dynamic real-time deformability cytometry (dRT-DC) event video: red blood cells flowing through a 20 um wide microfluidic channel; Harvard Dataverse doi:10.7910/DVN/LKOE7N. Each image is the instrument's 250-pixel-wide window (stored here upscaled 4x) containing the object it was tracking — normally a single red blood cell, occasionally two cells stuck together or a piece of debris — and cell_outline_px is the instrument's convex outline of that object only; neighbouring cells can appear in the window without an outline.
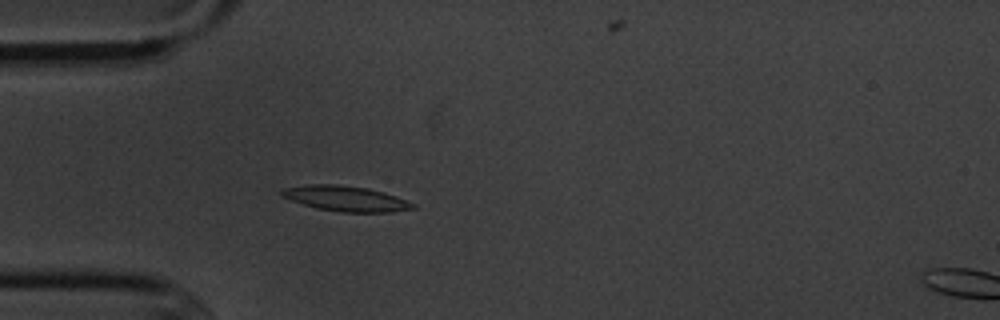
{"species": "common noctule bat (a hibernating species)", "species_latin": "Nyctalus noctula", "temperature_condition": "cold", "stored_images_in_passage": 2, "segment_of_instrument_passage": [1, 2], "camera_frame_rate_fps": 3000, "um_per_image_px": 0.085, "animal": {"sex": "male", "body_mass_g": 20.1, "forearm_length_mm": 53.5}, "frame": {"image": 1, "passage_image": 1, "time_ms": 0.0, "image_size_px": [1000, 320], "cell_outline_px": [[416, 208], [392, 212], [340, 212], [316, 208], [280, 196], [280, 192], [284, 188], [308, 184], [336, 184], [368, 188], [384, 192], [396, 196], [416, 204]], "centroid_in_image_um": [29.41, 16.88], "position_along_channel_um": 55.6, "area_um2": 19.36}}